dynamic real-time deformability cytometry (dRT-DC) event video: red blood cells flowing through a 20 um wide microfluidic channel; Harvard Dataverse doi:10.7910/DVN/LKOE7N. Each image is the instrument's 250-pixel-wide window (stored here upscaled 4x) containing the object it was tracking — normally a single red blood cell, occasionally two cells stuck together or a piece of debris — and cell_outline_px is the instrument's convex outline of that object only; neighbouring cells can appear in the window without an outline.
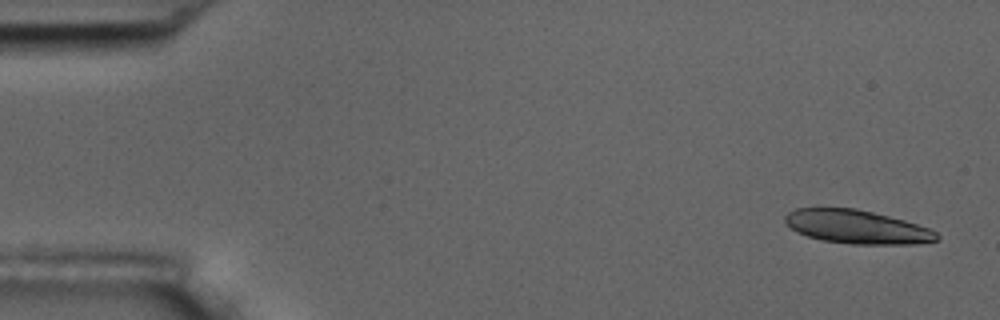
{"species": "common noctule bat (a hibernating species)", "species_latin": "Nyctalus noctula", "temperature_condition": "room temperature", "stored_images_in_passage": 5, "camera_frame_rate_fps": 3000, "um_per_image_px": 0.085, "animal": {"sex": "male", "body_mass_g": 17.5, "forearm_length_mm": 52.3}, "frame": {"image": 1, "passage_image": 1, "time_ms": 0.0, "image_size_px": [1000, 320], "cell_outline_px": [[940, 240], [916, 244], [852, 244], [824, 240], [808, 236], [796, 232], [784, 220], [784, 216], [788, 212], [796, 208], [856, 208], [904, 220], [928, 228], [936, 232], [940, 236]], "centroid_in_image_um": [72.85, 19.28], "position_along_channel_um": 12.1, "area_um2": 29.54}}